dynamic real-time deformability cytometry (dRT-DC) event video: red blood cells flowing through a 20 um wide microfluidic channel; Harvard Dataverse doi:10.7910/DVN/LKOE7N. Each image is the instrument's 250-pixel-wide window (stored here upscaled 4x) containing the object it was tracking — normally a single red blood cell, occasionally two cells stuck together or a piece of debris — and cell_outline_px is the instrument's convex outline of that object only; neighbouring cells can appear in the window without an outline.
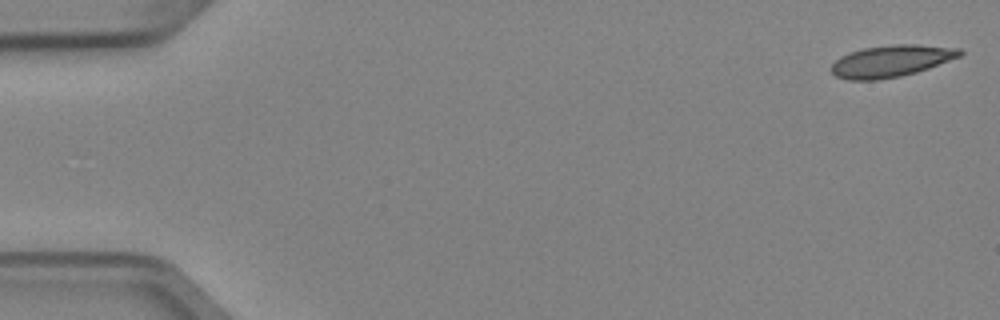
{"species": "Egyptian fruit bat (a non-hibernating species)", "species_latin": "Rousettus aegyptiacus", "temperature_condition": "cold", "stored_images_in_passage": 5, "camera_frame_rate_fps": 3000, "um_per_image_px": 0.085, "animal": {"sex": "female"}, "frame": {"image": 1, "passage_image": 1, "time_ms": 0.0, "image_size_px": [1000, 320], "cell_outline_px": [[964, 52], [960, 56], [928, 68], [916, 72], [900, 76], [876, 80], [848, 80], [836, 76], [828, 68], [840, 56], [848, 52], [864, 48], [892, 44], [920, 44], [960, 48]], "centroid_in_image_um": [75.72, 5.18], "position_along_channel_um": 9.3, "area_um2": 23.93}}
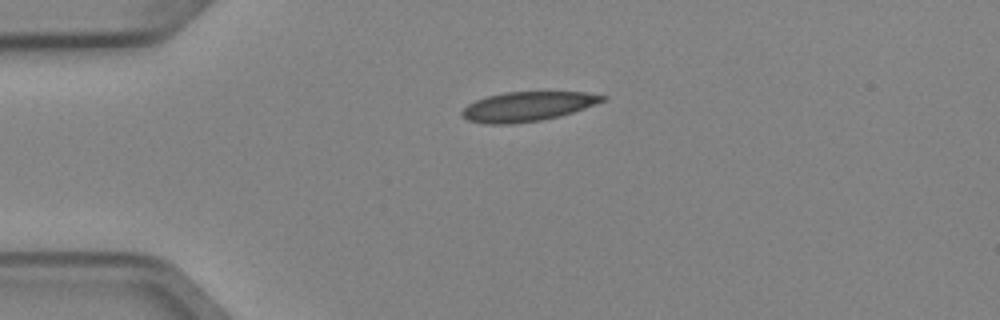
{"frame": {"image": 2, "passage_image": 4, "time_ms": 1.0, "image_size_px": [1000, 320], "cell_outline_px": [[608, 96], [604, 100], [584, 108], [560, 116], [540, 120], [512, 124], [488, 124], [468, 120], [460, 112], [468, 104], [476, 100], [488, 96], [504, 92], [584, 92]], "centroid_in_image_um": [44.82, 9.05], "position_along_channel_um": 40.2, "area_um2": 23.87}}